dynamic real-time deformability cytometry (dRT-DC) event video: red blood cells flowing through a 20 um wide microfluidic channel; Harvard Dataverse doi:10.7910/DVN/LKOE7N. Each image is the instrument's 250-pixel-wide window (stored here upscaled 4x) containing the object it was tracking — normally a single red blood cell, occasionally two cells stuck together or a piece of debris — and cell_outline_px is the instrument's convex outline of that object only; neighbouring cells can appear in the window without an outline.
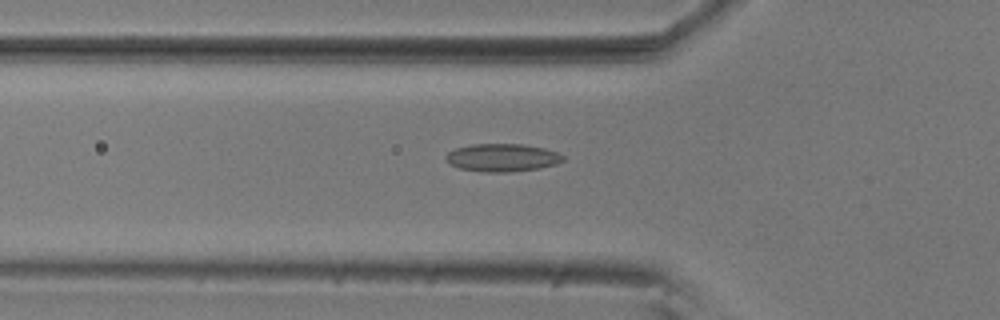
{"species": "common noctule bat (a hibernating species)", "species_latin": "Nyctalus noctula", "temperature_condition": "room temperature", "stored_images_in_passage": 32, "camera_frame_rate_fps": 3000, "um_per_image_px": 0.085, "animal": {"sex": "male", "body_mass_g": 20.5, "forearm_length_mm": 52.5}, "frame": {"image": 1, "passage_image": 2, "time_ms": 0.333, "image_size_px": [1000, 320], "cell_outline_px": [[564, 160], [556, 164], [540, 168], [512, 172], [480, 172], [460, 168], [448, 164], [444, 160], [444, 156], [448, 152], [456, 148], [472, 144], [524, 144], [544, 148], [556, 152], [564, 156]], "centroid_in_image_um": [42.65, 13.4], "position_along_channel_um": 83.1, "area_um2": 19.25}}
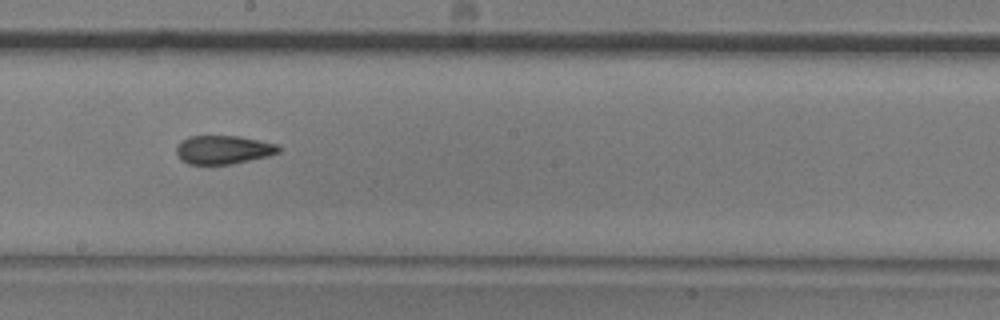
{"frame": {"image": 2, "passage_image": 14, "time_ms": 4.333, "image_size_px": [1000, 320], "cell_outline_px": [[280, 152], [268, 156], [232, 164], [188, 164], [180, 160], [176, 152], [176, 148], [180, 140], [188, 136], [240, 136], [260, 140], [276, 144], [280, 148]], "centroid_in_image_um": [18.96, 12.72], "position_along_channel_um": 229.2, "area_um2": 17.17}}
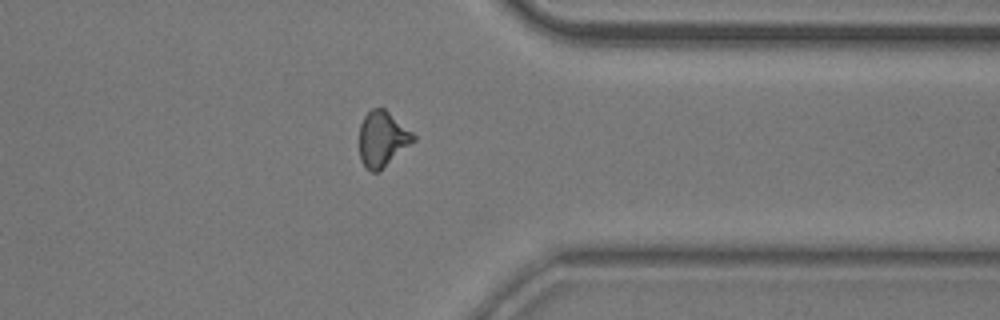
{"frame": {"image": 3, "passage_image": 27, "time_ms": 8.667, "image_size_px": [1000, 320], "cell_outline_px": [[416, 140], [380, 172], [372, 172], [364, 168], [360, 160], [360, 124], [364, 116], [372, 108], [384, 108], [412, 132], [416, 136]], "centroid_in_image_um": [32.5, 11.85], "position_along_channel_um": 378.9, "area_um2": 17.63}}